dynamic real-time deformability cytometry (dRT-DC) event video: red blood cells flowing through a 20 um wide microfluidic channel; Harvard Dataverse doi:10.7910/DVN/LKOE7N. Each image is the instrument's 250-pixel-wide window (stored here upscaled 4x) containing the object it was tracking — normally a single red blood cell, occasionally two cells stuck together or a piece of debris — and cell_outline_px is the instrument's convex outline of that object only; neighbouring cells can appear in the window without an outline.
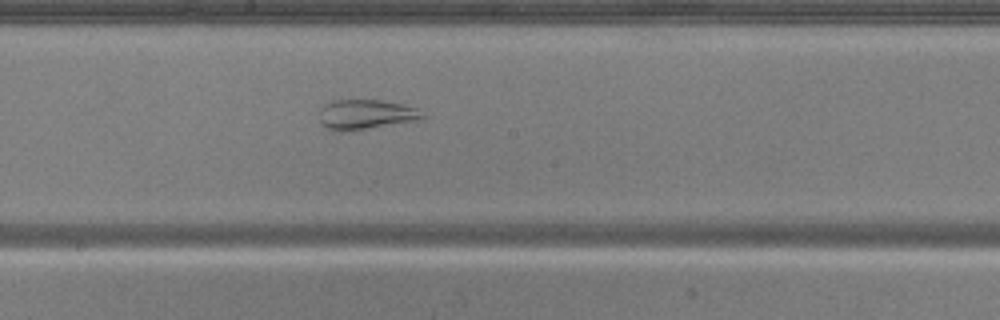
{"species": "common noctule bat (a hibernating species)", "species_latin": "Nyctalus noctula", "temperature_condition": "warm", "stored_images_in_passage": 37, "camera_frame_rate_fps": 3000, "um_per_image_px": 0.085, "animal": {"sex": "male", "body_mass_g": 20.5, "forearm_length_mm": 52.5}, "frame": {"image": 1, "passage_image": 13, "time_ms": 4.0, "image_size_px": [1000, 320], "cell_outline_px": [[428, 116], [424, 120], [364, 128], [328, 128], [320, 124], [320, 108], [324, 104], [332, 100], [380, 100], [400, 104], [416, 108]], "centroid_in_image_um": [31.17, 9.68], "position_along_channel_um": 217.0, "area_um2": 17.4}}